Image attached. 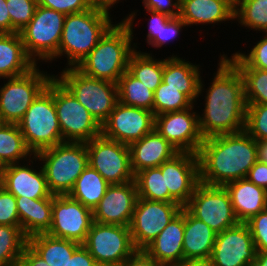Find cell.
<instances>
[{
	"instance_id": "cell-1",
	"label": "cell",
	"mask_w": 267,
	"mask_h": 266,
	"mask_svg": "<svg viewBox=\"0 0 267 266\" xmlns=\"http://www.w3.org/2000/svg\"><path fill=\"white\" fill-rule=\"evenodd\" d=\"M226 56L220 55L217 73L206 92L203 114L198 116L204 139L245 129L247 104L244 80L238 68Z\"/></svg>"
},
{
	"instance_id": "cell-2",
	"label": "cell",
	"mask_w": 267,
	"mask_h": 266,
	"mask_svg": "<svg viewBox=\"0 0 267 266\" xmlns=\"http://www.w3.org/2000/svg\"><path fill=\"white\" fill-rule=\"evenodd\" d=\"M200 182L211 186L244 179L258 161L257 141L245 130L205 138L198 151Z\"/></svg>"
},
{
	"instance_id": "cell-3",
	"label": "cell",
	"mask_w": 267,
	"mask_h": 266,
	"mask_svg": "<svg viewBox=\"0 0 267 266\" xmlns=\"http://www.w3.org/2000/svg\"><path fill=\"white\" fill-rule=\"evenodd\" d=\"M135 13L114 24L76 68L88 77L117 83L137 47L135 43L131 46Z\"/></svg>"
},
{
	"instance_id": "cell-4",
	"label": "cell",
	"mask_w": 267,
	"mask_h": 266,
	"mask_svg": "<svg viewBox=\"0 0 267 266\" xmlns=\"http://www.w3.org/2000/svg\"><path fill=\"white\" fill-rule=\"evenodd\" d=\"M109 10L94 4L86 11L66 15L57 57L66 54L67 65L76 67L114 25Z\"/></svg>"
},
{
	"instance_id": "cell-5",
	"label": "cell",
	"mask_w": 267,
	"mask_h": 266,
	"mask_svg": "<svg viewBox=\"0 0 267 266\" xmlns=\"http://www.w3.org/2000/svg\"><path fill=\"white\" fill-rule=\"evenodd\" d=\"M43 161V171L53 195H67L88 166L86 143L62 142L33 156Z\"/></svg>"
},
{
	"instance_id": "cell-6",
	"label": "cell",
	"mask_w": 267,
	"mask_h": 266,
	"mask_svg": "<svg viewBox=\"0 0 267 266\" xmlns=\"http://www.w3.org/2000/svg\"><path fill=\"white\" fill-rule=\"evenodd\" d=\"M17 124L33 155L64 142L54 106V77Z\"/></svg>"
},
{
	"instance_id": "cell-7",
	"label": "cell",
	"mask_w": 267,
	"mask_h": 266,
	"mask_svg": "<svg viewBox=\"0 0 267 266\" xmlns=\"http://www.w3.org/2000/svg\"><path fill=\"white\" fill-rule=\"evenodd\" d=\"M55 77L102 125L118 102L117 83L84 75L76 67L64 68Z\"/></svg>"
},
{
	"instance_id": "cell-8",
	"label": "cell",
	"mask_w": 267,
	"mask_h": 266,
	"mask_svg": "<svg viewBox=\"0 0 267 266\" xmlns=\"http://www.w3.org/2000/svg\"><path fill=\"white\" fill-rule=\"evenodd\" d=\"M65 17L63 13L37 5L33 18L19 31L26 53L35 64L37 60L48 62L57 58Z\"/></svg>"
},
{
	"instance_id": "cell-9",
	"label": "cell",
	"mask_w": 267,
	"mask_h": 266,
	"mask_svg": "<svg viewBox=\"0 0 267 266\" xmlns=\"http://www.w3.org/2000/svg\"><path fill=\"white\" fill-rule=\"evenodd\" d=\"M54 106L64 142L87 143L101 134V125L55 76Z\"/></svg>"
},
{
	"instance_id": "cell-10",
	"label": "cell",
	"mask_w": 267,
	"mask_h": 266,
	"mask_svg": "<svg viewBox=\"0 0 267 266\" xmlns=\"http://www.w3.org/2000/svg\"><path fill=\"white\" fill-rule=\"evenodd\" d=\"M54 76L40 71L36 65L23 75L7 78L6 84L0 88V115L3 122L17 124Z\"/></svg>"
},
{
	"instance_id": "cell-11",
	"label": "cell",
	"mask_w": 267,
	"mask_h": 266,
	"mask_svg": "<svg viewBox=\"0 0 267 266\" xmlns=\"http://www.w3.org/2000/svg\"><path fill=\"white\" fill-rule=\"evenodd\" d=\"M98 265L121 266L137 249L129 226L93 222L82 244Z\"/></svg>"
},
{
	"instance_id": "cell-12",
	"label": "cell",
	"mask_w": 267,
	"mask_h": 266,
	"mask_svg": "<svg viewBox=\"0 0 267 266\" xmlns=\"http://www.w3.org/2000/svg\"><path fill=\"white\" fill-rule=\"evenodd\" d=\"M88 165L109 184H123L135 179L131 167L129 145L104 137L102 134L86 143Z\"/></svg>"
},
{
	"instance_id": "cell-13",
	"label": "cell",
	"mask_w": 267,
	"mask_h": 266,
	"mask_svg": "<svg viewBox=\"0 0 267 266\" xmlns=\"http://www.w3.org/2000/svg\"><path fill=\"white\" fill-rule=\"evenodd\" d=\"M185 208L216 234L239 223L224 186L199 183Z\"/></svg>"
},
{
	"instance_id": "cell-14",
	"label": "cell",
	"mask_w": 267,
	"mask_h": 266,
	"mask_svg": "<svg viewBox=\"0 0 267 266\" xmlns=\"http://www.w3.org/2000/svg\"><path fill=\"white\" fill-rule=\"evenodd\" d=\"M182 207L177 202L139 198L129 225L133 244L144 250L166 228Z\"/></svg>"
},
{
	"instance_id": "cell-15",
	"label": "cell",
	"mask_w": 267,
	"mask_h": 266,
	"mask_svg": "<svg viewBox=\"0 0 267 266\" xmlns=\"http://www.w3.org/2000/svg\"><path fill=\"white\" fill-rule=\"evenodd\" d=\"M92 210L67 195H53L48 235L83 244L93 223Z\"/></svg>"
},
{
	"instance_id": "cell-16",
	"label": "cell",
	"mask_w": 267,
	"mask_h": 266,
	"mask_svg": "<svg viewBox=\"0 0 267 266\" xmlns=\"http://www.w3.org/2000/svg\"><path fill=\"white\" fill-rule=\"evenodd\" d=\"M154 126L155 116L152 111L126 106L118 101L108 119L101 125V134L130 145L150 133Z\"/></svg>"
},
{
	"instance_id": "cell-17",
	"label": "cell",
	"mask_w": 267,
	"mask_h": 266,
	"mask_svg": "<svg viewBox=\"0 0 267 266\" xmlns=\"http://www.w3.org/2000/svg\"><path fill=\"white\" fill-rule=\"evenodd\" d=\"M193 109L194 105L182 111L155 116L154 128L178 152L198 154L204 140L199 129V113L192 112Z\"/></svg>"
},
{
	"instance_id": "cell-18",
	"label": "cell",
	"mask_w": 267,
	"mask_h": 266,
	"mask_svg": "<svg viewBox=\"0 0 267 266\" xmlns=\"http://www.w3.org/2000/svg\"><path fill=\"white\" fill-rule=\"evenodd\" d=\"M256 253L249 227L239 222L217 233L210 259L215 266H252Z\"/></svg>"
},
{
	"instance_id": "cell-19",
	"label": "cell",
	"mask_w": 267,
	"mask_h": 266,
	"mask_svg": "<svg viewBox=\"0 0 267 266\" xmlns=\"http://www.w3.org/2000/svg\"><path fill=\"white\" fill-rule=\"evenodd\" d=\"M159 168L165 173L166 187L170 196L185 207L195 188L200 183L198 155L190 152H178Z\"/></svg>"
},
{
	"instance_id": "cell-20",
	"label": "cell",
	"mask_w": 267,
	"mask_h": 266,
	"mask_svg": "<svg viewBox=\"0 0 267 266\" xmlns=\"http://www.w3.org/2000/svg\"><path fill=\"white\" fill-rule=\"evenodd\" d=\"M137 199L135 180L123 184H110L105 195L92 210L93 221L129 226Z\"/></svg>"
},
{
	"instance_id": "cell-21",
	"label": "cell",
	"mask_w": 267,
	"mask_h": 266,
	"mask_svg": "<svg viewBox=\"0 0 267 266\" xmlns=\"http://www.w3.org/2000/svg\"><path fill=\"white\" fill-rule=\"evenodd\" d=\"M20 165L15 163L4 167L1 175L2 187L15 197L25 196L31 199L53 197L41 166L37 171L31 165Z\"/></svg>"
},
{
	"instance_id": "cell-22",
	"label": "cell",
	"mask_w": 267,
	"mask_h": 266,
	"mask_svg": "<svg viewBox=\"0 0 267 266\" xmlns=\"http://www.w3.org/2000/svg\"><path fill=\"white\" fill-rule=\"evenodd\" d=\"M185 207L144 250L164 266H178L183 261Z\"/></svg>"
},
{
	"instance_id": "cell-23",
	"label": "cell",
	"mask_w": 267,
	"mask_h": 266,
	"mask_svg": "<svg viewBox=\"0 0 267 266\" xmlns=\"http://www.w3.org/2000/svg\"><path fill=\"white\" fill-rule=\"evenodd\" d=\"M133 173L152 167H159L171 159L178 150L154 128L140 140L129 145Z\"/></svg>"
},
{
	"instance_id": "cell-24",
	"label": "cell",
	"mask_w": 267,
	"mask_h": 266,
	"mask_svg": "<svg viewBox=\"0 0 267 266\" xmlns=\"http://www.w3.org/2000/svg\"><path fill=\"white\" fill-rule=\"evenodd\" d=\"M224 187L229 193L233 211L239 222L245 223L267 208V190L246 178L229 182Z\"/></svg>"
},
{
	"instance_id": "cell-25",
	"label": "cell",
	"mask_w": 267,
	"mask_h": 266,
	"mask_svg": "<svg viewBox=\"0 0 267 266\" xmlns=\"http://www.w3.org/2000/svg\"><path fill=\"white\" fill-rule=\"evenodd\" d=\"M199 70V65L172 55V57L163 59L162 82L168 84V87L183 89V94L194 103L204 87Z\"/></svg>"
},
{
	"instance_id": "cell-26",
	"label": "cell",
	"mask_w": 267,
	"mask_h": 266,
	"mask_svg": "<svg viewBox=\"0 0 267 266\" xmlns=\"http://www.w3.org/2000/svg\"><path fill=\"white\" fill-rule=\"evenodd\" d=\"M179 17L186 26L234 19V0H180Z\"/></svg>"
},
{
	"instance_id": "cell-27",
	"label": "cell",
	"mask_w": 267,
	"mask_h": 266,
	"mask_svg": "<svg viewBox=\"0 0 267 266\" xmlns=\"http://www.w3.org/2000/svg\"><path fill=\"white\" fill-rule=\"evenodd\" d=\"M16 206L21 229L28 238L49 231L52 222L53 197L40 199L16 197Z\"/></svg>"
},
{
	"instance_id": "cell-28",
	"label": "cell",
	"mask_w": 267,
	"mask_h": 266,
	"mask_svg": "<svg viewBox=\"0 0 267 266\" xmlns=\"http://www.w3.org/2000/svg\"><path fill=\"white\" fill-rule=\"evenodd\" d=\"M36 65L27 55L19 33H0V79L23 75Z\"/></svg>"
},
{
	"instance_id": "cell-29",
	"label": "cell",
	"mask_w": 267,
	"mask_h": 266,
	"mask_svg": "<svg viewBox=\"0 0 267 266\" xmlns=\"http://www.w3.org/2000/svg\"><path fill=\"white\" fill-rule=\"evenodd\" d=\"M216 233L185 208L183 260L210 258Z\"/></svg>"
},
{
	"instance_id": "cell-30",
	"label": "cell",
	"mask_w": 267,
	"mask_h": 266,
	"mask_svg": "<svg viewBox=\"0 0 267 266\" xmlns=\"http://www.w3.org/2000/svg\"><path fill=\"white\" fill-rule=\"evenodd\" d=\"M80 245L71 240L52 237L47 233L35 234L28 238V246L50 266H66Z\"/></svg>"
},
{
	"instance_id": "cell-31",
	"label": "cell",
	"mask_w": 267,
	"mask_h": 266,
	"mask_svg": "<svg viewBox=\"0 0 267 266\" xmlns=\"http://www.w3.org/2000/svg\"><path fill=\"white\" fill-rule=\"evenodd\" d=\"M109 185L95 169L88 165L68 195L93 210L105 195Z\"/></svg>"
},
{
	"instance_id": "cell-32",
	"label": "cell",
	"mask_w": 267,
	"mask_h": 266,
	"mask_svg": "<svg viewBox=\"0 0 267 266\" xmlns=\"http://www.w3.org/2000/svg\"><path fill=\"white\" fill-rule=\"evenodd\" d=\"M33 153L27 148L18 124L3 123L0 126V162L5 167L27 159Z\"/></svg>"
},
{
	"instance_id": "cell-33",
	"label": "cell",
	"mask_w": 267,
	"mask_h": 266,
	"mask_svg": "<svg viewBox=\"0 0 267 266\" xmlns=\"http://www.w3.org/2000/svg\"><path fill=\"white\" fill-rule=\"evenodd\" d=\"M118 101L126 106L153 112L154 92L135 78L128 70L117 82Z\"/></svg>"
},
{
	"instance_id": "cell-34",
	"label": "cell",
	"mask_w": 267,
	"mask_h": 266,
	"mask_svg": "<svg viewBox=\"0 0 267 266\" xmlns=\"http://www.w3.org/2000/svg\"><path fill=\"white\" fill-rule=\"evenodd\" d=\"M127 70L154 92L162 83L163 59L157 60L150 53L135 50L130 56Z\"/></svg>"
},
{
	"instance_id": "cell-35",
	"label": "cell",
	"mask_w": 267,
	"mask_h": 266,
	"mask_svg": "<svg viewBox=\"0 0 267 266\" xmlns=\"http://www.w3.org/2000/svg\"><path fill=\"white\" fill-rule=\"evenodd\" d=\"M138 197L148 200L176 202L166 187L165 173L159 167L143 169L135 174Z\"/></svg>"
},
{
	"instance_id": "cell-36",
	"label": "cell",
	"mask_w": 267,
	"mask_h": 266,
	"mask_svg": "<svg viewBox=\"0 0 267 266\" xmlns=\"http://www.w3.org/2000/svg\"><path fill=\"white\" fill-rule=\"evenodd\" d=\"M28 237L21 227L0 224V266L20 262Z\"/></svg>"
},
{
	"instance_id": "cell-37",
	"label": "cell",
	"mask_w": 267,
	"mask_h": 266,
	"mask_svg": "<svg viewBox=\"0 0 267 266\" xmlns=\"http://www.w3.org/2000/svg\"><path fill=\"white\" fill-rule=\"evenodd\" d=\"M241 26L267 33V0H234V19Z\"/></svg>"
},
{
	"instance_id": "cell-38",
	"label": "cell",
	"mask_w": 267,
	"mask_h": 266,
	"mask_svg": "<svg viewBox=\"0 0 267 266\" xmlns=\"http://www.w3.org/2000/svg\"><path fill=\"white\" fill-rule=\"evenodd\" d=\"M193 105V102L183 94V89L168 87V84H165L164 82H162L154 91V116L167 112L182 111Z\"/></svg>"
},
{
	"instance_id": "cell-39",
	"label": "cell",
	"mask_w": 267,
	"mask_h": 266,
	"mask_svg": "<svg viewBox=\"0 0 267 266\" xmlns=\"http://www.w3.org/2000/svg\"><path fill=\"white\" fill-rule=\"evenodd\" d=\"M244 80L246 104H267V71L238 68Z\"/></svg>"
},
{
	"instance_id": "cell-40",
	"label": "cell",
	"mask_w": 267,
	"mask_h": 266,
	"mask_svg": "<svg viewBox=\"0 0 267 266\" xmlns=\"http://www.w3.org/2000/svg\"><path fill=\"white\" fill-rule=\"evenodd\" d=\"M244 130L256 141H267V104H247Z\"/></svg>"
},
{
	"instance_id": "cell-41",
	"label": "cell",
	"mask_w": 267,
	"mask_h": 266,
	"mask_svg": "<svg viewBox=\"0 0 267 266\" xmlns=\"http://www.w3.org/2000/svg\"><path fill=\"white\" fill-rule=\"evenodd\" d=\"M227 57L237 68H257L267 71V33L247 55L236 52Z\"/></svg>"
},
{
	"instance_id": "cell-42",
	"label": "cell",
	"mask_w": 267,
	"mask_h": 266,
	"mask_svg": "<svg viewBox=\"0 0 267 266\" xmlns=\"http://www.w3.org/2000/svg\"><path fill=\"white\" fill-rule=\"evenodd\" d=\"M12 33H19L33 18L38 0H6Z\"/></svg>"
},
{
	"instance_id": "cell-43",
	"label": "cell",
	"mask_w": 267,
	"mask_h": 266,
	"mask_svg": "<svg viewBox=\"0 0 267 266\" xmlns=\"http://www.w3.org/2000/svg\"><path fill=\"white\" fill-rule=\"evenodd\" d=\"M257 252H267V208L245 222Z\"/></svg>"
},
{
	"instance_id": "cell-44",
	"label": "cell",
	"mask_w": 267,
	"mask_h": 266,
	"mask_svg": "<svg viewBox=\"0 0 267 266\" xmlns=\"http://www.w3.org/2000/svg\"><path fill=\"white\" fill-rule=\"evenodd\" d=\"M0 224L21 227L16 197L2 186H0Z\"/></svg>"
},
{
	"instance_id": "cell-45",
	"label": "cell",
	"mask_w": 267,
	"mask_h": 266,
	"mask_svg": "<svg viewBox=\"0 0 267 266\" xmlns=\"http://www.w3.org/2000/svg\"><path fill=\"white\" fill-rule=\"evenodd\" d=\"M38 5L69 15L86 11L94 3L92 0H38Z\"/></svg>"
},
{
	"instance_id": "cell-46",
	"label": "cell",
	"mask_w": 267,
	"mask_h": 266,
	"mask_svg": "<svg viewBox=\"0 0 267 266\" xmlns=\"http://www.w3.org/2000/svg\"><path fill=\"white\" fill-rule=\"evenodd\" d=\"M186 23L178 16L172 17L165 26H162L160 31V37H156L149 45L159 48L169 41L171 42L173 38L179 35L182 27H185Z\"/></svg>"
},
{
	"instance_id": "cell-47",
	"label": "cell",
	"mask_w": 267,
	"mask_h": 266,
	"mask_svg": "<svg viewBox=\"0 0 267 266\" xmlns=\"http://www.w3.org/2000/svg\"><path fill=\"white\" fill-rule=\"evenodd\" d=\"M142 3L145 10L164 13L170 17H178L180 14V0H142Z\"/></svg>"
},
{
	"instance_id": "cell-48",
	"label": "cell",
	"mask_w": 267,
	"mask_h": 266,
	"mask_svg": "<svg viewBox=\"0 0 267 266\" xmlns=\"http://www.w3.org/2000/svg\"><path fill=\"white\" fill-rule=\"evenodd\" d=\"M151 14L149 20V31L147 34V44H150L156 37H160V31L162 26H165L167 22L172 18L167 14L146 10Z\"/></svg>"
},
{
	"instance_id": "cell-49",
	"label": "cell",
	"mask_w": 267,
	"mask_h": 266,
	"mask_svg": "<svg viewBox=\"0 0 267 266\" xmlns=\"http://www.w3.org/2000/svg\"><path fill=\"white\" fill-rule=\"evenodd\" d=\"M246 179L267 190V164L257 161L248 171Z\"/></svg>"
},
{
	"instance_id": "cell-50",
	"label": "cell",
	"mask_w": 267,
	"mask_h": 266,
	"mask_svg": "<svg viewBox=\"0 0 267 266\" xmlns=\"http://www.w3.org/2000/svg\"><path fill=\"white\" fill-rule=\"evenodd\" d=\"M121 266H164L145 250H136Z\"/></svg>"
},
{
	"instance_id": "cell-51",
	"label": "cell",
	"mask_w": 267,
	"mask_h": 266,
	"mask_svg": "<svg viewBox=\"0 0 267 266\" xmlns=\"http://www.w3.org/2000/svg\"><path fill=\"white\" fill-rule=\"evenodd\" d=\"M95 259L89 251L81 244L73 253L71 259L68 260L66 266H96Z\"/></svg>"
},
{
	"instance_id": "cell-52",
	"label": "cell",
	"mask_w": 267,
	"mask_h": 266,
	"mask_svg": "<svg viewBox=\"0 0 267 266\" xmlns=\"http://www.w3.org/2000/svg\"><path fill=\"white\" fill-rule=\"evenodd\" d=\"M23 266H50L41 259L28 245L25 247L20 259Z\"/></svg>"
},
{
	"instance_id": "cell-53",
	"label": "cell",
	"mask_w": 267,
	"mask_h": 266,
	"mask_svg": "<svg viewBox=\"0 0 267 266\" xmlns=\"http://www.w3.org/2000/svg\"><path fill=\"white\" fill-rule=\"evenodd\" d=\"M0 33H12V23L6 0H0Z\"/></svg>"
},
{
	"instance_id": "cell-54",
	"label": "cell",
	"mask_w": 267,
	"mask_h": 266,
	"mask_svg": "<svg viewBox=\"0 0 267 266\" xmlns=\"http://www.w3.org/2000/svg\"><path fill=\"white\" fill-rule=\"evenodd\" d=\"M178 266H215L210 258L183 260Z\"/></svg>"
},
{
	"instance_id": "cell-55",
	"label": "cell",
	"mask_w": 267,
	"mask_h": 266,
	"mask_svg": "<svg viewBox=\"0 0 267 266\" xmlns=\"http://www.w3.org/2000/svg\"><path fill=\"white\" fill-rule=\"evenodd\" d=\"M258 161L267 164V141H257Z\"/></svg>"
},
{
	"instance_id": "cell-56",
	"label": "cell",
	"mask_w": 267,
	"mask_h": 266,
	"mask_svg": "<svg viewBox=\"0 0 267 266\" xmlns=\"http://www.w3.org/2000/svg\"><path fill=\"white\" fill-rule=\"evenodd\" d=\"M252 266H267V252H257Z\"/></svg>"
},
{
	"instance_id": "cell-57",
	"label": "cell",
	"mask_w": 267,
	"mask_h": 266,
	"mask_svg": "<svg viewBox=\"0 0 267 266\" xmlns=\"http://www.w3.org/2000/svg\"><path fill=\"white\" fill-rule=\"evenodd\" d=\"M94 4L105 6L111 8L115 3H118L119 0H92Z\"/></svg>"
},
{
	"instance_id": "cell-58",
	"label": "cell",
	"mask_w": 267,
	"mask_h": 266,
	"mask_svg": "<svg viewBox=\"0 0 267 266\" xmlns=\"http://www.w3.org/2000/svg\"><path fill=\"white\" fill-rule=\"evenodd\" d=\"M3 170H4V166L0 162V176L2 175Z\"/></svg>"
},
{
	"instance_id": "cell-59",
	"label": "cell",
	"mask_w": 267,
	"mask_h": 266,
	"mask_svg": "<svg viewBox=\"0 0 267 266\" xmlns=\"http://www.w3.org/2000/svg\"><path fill=\"white\" fill-rule=\"evenodd\" d=\"M10 266H23L20 262L19 263H16V264H13V265H10Z\"/></svg>"
},
{
	"instance_id": "cell-60",
	"label": "cell",
	"mask_w": 267,
	"mask_h": 266,
	"mask_svg": "<svg viewBox=\"0 0 267 266\" xmlns=\"http://www.w3.org/2000/svg\"><path fill=\"white\" fill-rule=\"evenodd\" d=\"M3 123H4V122H3L2 118H1V115H0V126H1Z\"/></svg>"
}]
</instances>
